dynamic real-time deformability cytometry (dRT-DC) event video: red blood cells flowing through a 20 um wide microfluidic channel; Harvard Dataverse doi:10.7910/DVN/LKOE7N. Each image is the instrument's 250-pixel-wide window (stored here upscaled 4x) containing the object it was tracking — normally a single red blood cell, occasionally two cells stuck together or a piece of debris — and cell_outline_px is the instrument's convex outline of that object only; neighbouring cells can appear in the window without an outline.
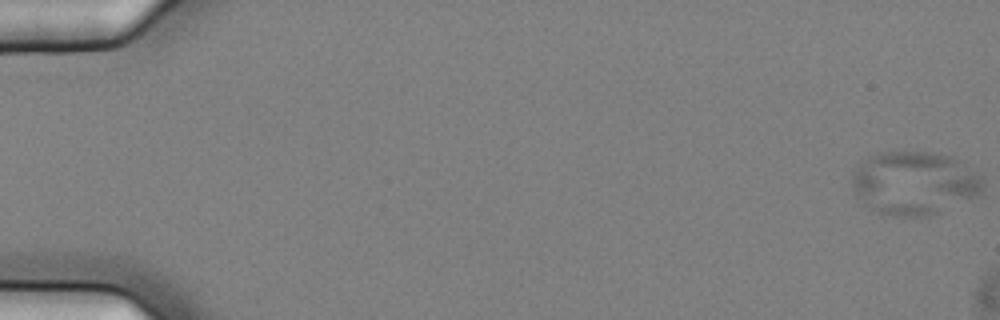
{"species": "common noctule bat (a hibernating species)", "species_latin": "Nyctalus noctula", "temperature_condition": "cold", "stored_images_in_passage": 13, "camera_frame_rate_fps": 3000, "um_per_image_px": 0.085, "animal": {"sex": "female", "body_mass_g": 25.1}, "frame": {"image": 1, "passage_image": 1, "time_ms": 0.0, "image_size_px": [1000, 320], "cell_outline_px": [[984, 188], [980, 192], [940, 212], [924, 216], [880, 216], [864, 204], [856, 192], [852, 184], [852, 176], [860, 160], [868, 156], [880, 152], [932, 152], [948, 156], [956, 160], [980, 176], [984, 180]], "centroid_in_image_um": [77.64, 15.57], "position_along_channel_um": 7.4, "area_um2": 47.92}}